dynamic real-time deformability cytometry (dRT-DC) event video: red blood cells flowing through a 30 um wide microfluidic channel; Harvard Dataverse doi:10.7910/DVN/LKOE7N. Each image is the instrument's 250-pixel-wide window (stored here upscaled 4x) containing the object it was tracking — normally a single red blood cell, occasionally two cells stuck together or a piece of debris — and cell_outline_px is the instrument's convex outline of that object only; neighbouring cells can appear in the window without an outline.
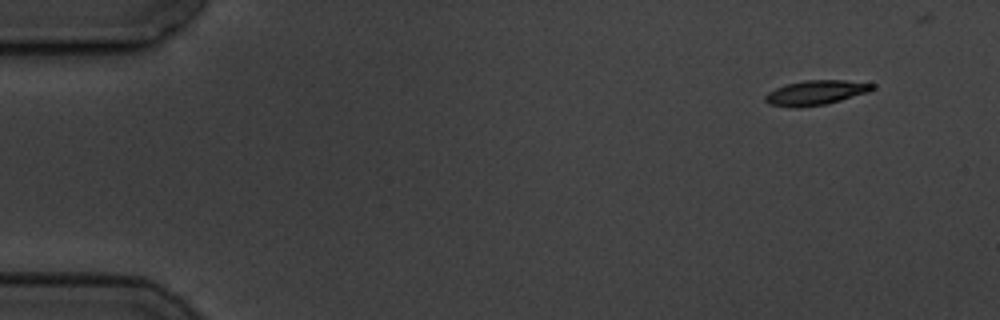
{"species": "common noctule bat (a hibernating species)", "species_latin": "Nyctalus noctula", "temperature_condition": "cold", "stored_images_in_passage": 4, "camera_frame_rate_fps": 3000, "um_per_image_px": 0.085, "animal": {"sex": "male", "body_mass_g": 19.5, "forearm_length_mm": 54.6}, "frame": {"image": 1, "passage_image": 1, "time_ms": 0.0, "image_size_px": [1000, 320], "cell_outline_px": [[876, 88], [868, 92], [840, 100], [824, 104], [800, 108], [796, 108], [768, 104], [764, 100], [764, 96], [768, 92], [776, 88], [788, 84], [804, 80], [844, 80], [876, 84]], "centroid_in_image_um": [69.33, 7.88], "position_along_channel_um": 15.7, "area_um2": 15.37}}
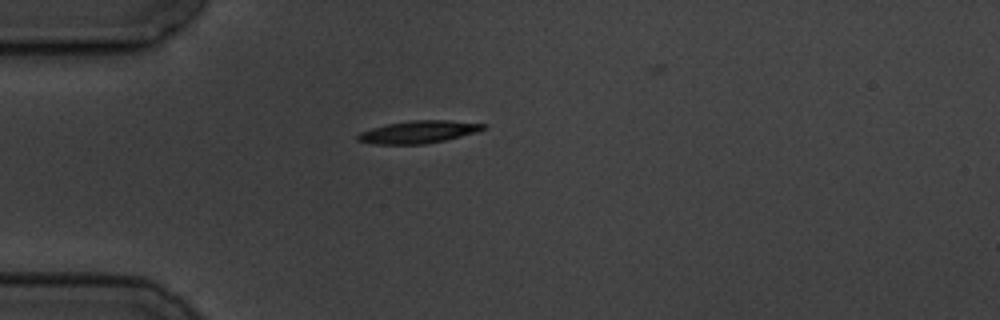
{"frame": {"image": 2, "passage_image": 4, "time_ms": 3.667, "image_size_px": [1000, 320], "cell_outline_px": [[488, 128], [476, 132], [444, 140], [424, 144], [376, 144], [356, 140], [356, 136], [360, 132], [372, 128], [388, 124], [412, 120], [448, 120], [488, 124]], "centroid_in_image_um": [35.6, 11.21], "position_along_channel_um": 49.4, "area_um2": 16.36}}